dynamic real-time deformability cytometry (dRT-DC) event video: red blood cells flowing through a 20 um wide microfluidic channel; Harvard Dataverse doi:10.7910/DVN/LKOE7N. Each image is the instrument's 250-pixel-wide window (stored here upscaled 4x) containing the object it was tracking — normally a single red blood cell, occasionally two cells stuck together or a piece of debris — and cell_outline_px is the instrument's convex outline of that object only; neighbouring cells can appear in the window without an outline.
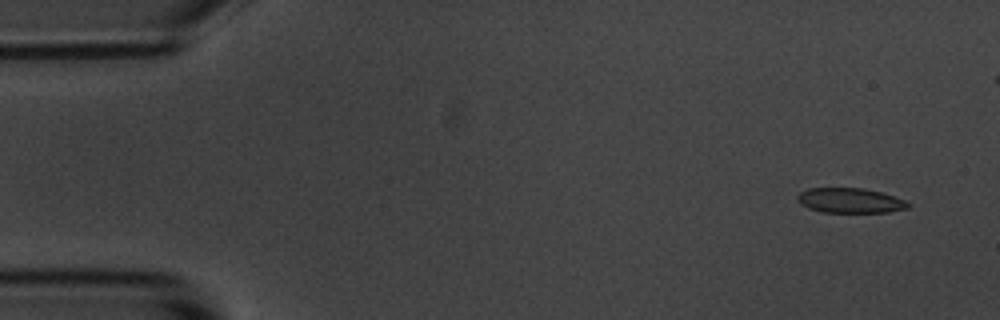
{"species": "common noctule bat (a hibernating species)", "species_latin": "Nyctalus noctula", "temperature_condition": "room temperature", "stored_images_in_passage": 3, "camera_frame_rate_fps": 3000, "um_per_image_px": 0.085, "animal": {"sex": "male", "body_mass_g": 20.1, "forearm_length_mm": 53.5}, "frame": {"image": 1, "passage_image": 1, "time_ms": 0.0, "image_size_px": [1000, 320], "cell_outline_px": [[912, 204], [908, 208], [888, 212], [824, 212], [808, 208], [800, 204], [796, 200], [796, 196], [800, 192], [808, 188], [864, 188], [880, 192], [904, 200]], "centroid_in_image_um": [72.23, 17.04], "position_along_channel_um": 12.8, "area_um2": 16.07}}